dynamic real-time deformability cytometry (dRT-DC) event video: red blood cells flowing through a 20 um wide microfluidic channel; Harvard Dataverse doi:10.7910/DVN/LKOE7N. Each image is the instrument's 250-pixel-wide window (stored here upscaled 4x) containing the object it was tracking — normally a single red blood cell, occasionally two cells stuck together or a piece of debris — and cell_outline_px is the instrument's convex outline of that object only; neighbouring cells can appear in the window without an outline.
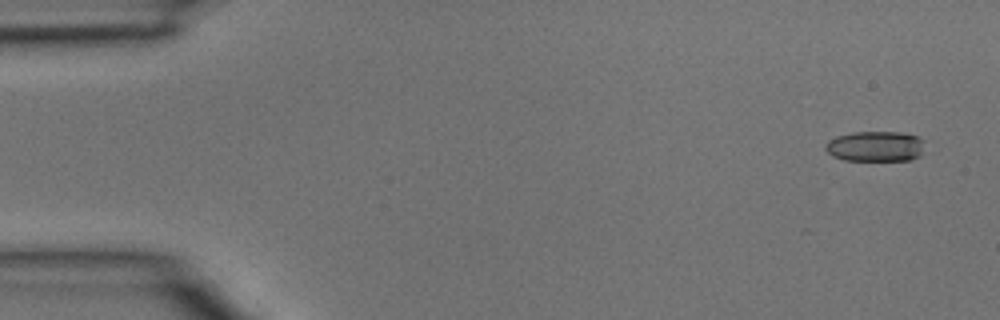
{"species": "common noctule bat (a hibernating species)", "species_latin": "Nyctalus noctula", "temperature_condition": "room temperature", "stored_images_in_passage": 4, "camera_frame_rate_fps": 3000, "um_per_image_px": 0.085, "animal": {"sex": "male", "body_mass_g": 15.6}, "frame": {"image": 1, "passage_image": 1, "time_ms": 0.0, "image_size_px": [1000, 320], "cell_outline_px": [[924, 140], [920, 156], [912, 160], [844, 160], [832, 156], [824, 148], [824, 144], [828, 140], [836, 136], [852, 132], [900, 132], [920, 136]], "centroid_in_image_um": [74.4, 12.43], "position_along_channel_um": 10.6, "area_um2": 17.8}}
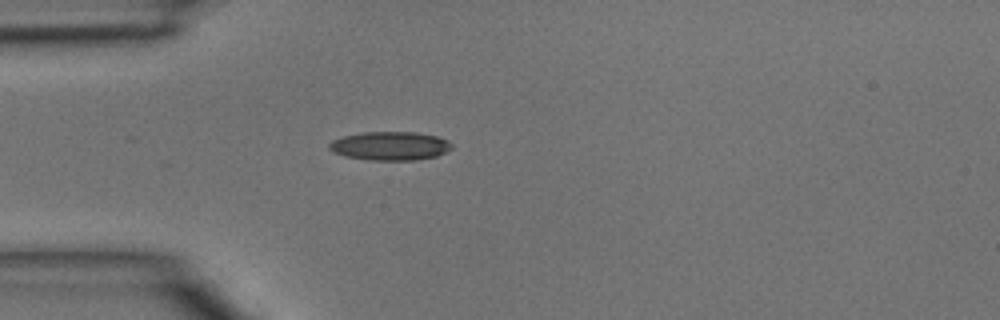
{"frame": {"image": 2, "passage_image": 4, "time_ms": 1.0, "image_size_px": [1000, 320], "cell_outline_px": [[452, 148], [436, 156], [412, 160], [368, 160], [344, 156], [332, 152], [328, 148], [328, 144], [332, 140], [344, 136], [364, 132], [416, 132], [436, 136], [448, 140], [452, 144]], "centroid_in_image_um": [33.12, 12.4], "position_along_channel_um": 51.9, "area_um2": 20.46}}